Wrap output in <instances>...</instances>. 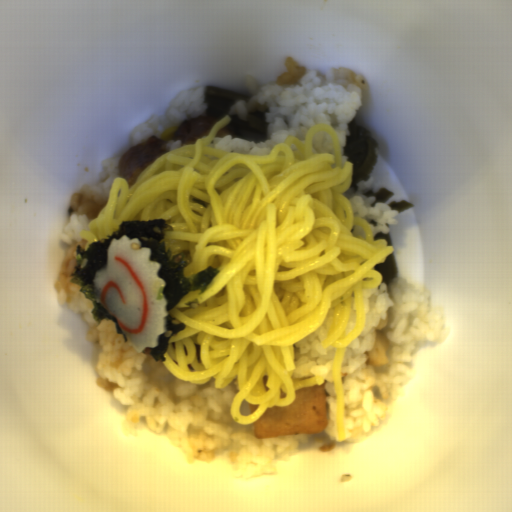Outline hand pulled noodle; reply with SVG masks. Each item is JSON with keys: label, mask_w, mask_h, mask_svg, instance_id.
Instances as JSON below:
<instances>
[{"label": "hand pulled noodle", "mask_w": 512, "mask_h": 512, "mask_svg": "<svg viewBox=\"0 0 512 512\" xmlns=\"http://www.w3.org/2000/svg\"><path fill=\"white\" fill-rule=\"evenodd\" d=\"M178 125H173L159 134L158 137H159L160 141L162 142V144L164 142H166L167 140L171 139L172 137H174V132H175L176 128L178 127Z\"/></svg>", "instance_id": "772679e5"}, {"label": "hand pulled noodle", "mask_w": 512, "mask_h": 512, "mask_svg": "<svg viewBox=\"0 0 512 512\" xmlns=\"http://www.w3.org/2000/svg\"><path fill=\"white\" fill-rule=\"evenodd\" d=\"M232 121L218 120L206 137L165 152L129 187L115 176L109 198L80 237L101 241L121 221L163 219L173 231L161 241L183 253L185 277L207 267L218 274L204 293L188 291L169 310L173 334L161 361L195 386L214 379L222 389L236 378L229 416L238 425L266 409L291 405L296 390L323 385L318 374L292 378L294 344L332 319L321 340L334 347L336 433L346 440L342 362L366 328L363 290L378 288L375 264L394 252L374 239L344 196L354 164L342 166L340 138L326 122L313 123L304 142L288 135L268 155L228 152L209 144Z\"/></svg>", "instance_id": "14784b9a"}]
</instances>
